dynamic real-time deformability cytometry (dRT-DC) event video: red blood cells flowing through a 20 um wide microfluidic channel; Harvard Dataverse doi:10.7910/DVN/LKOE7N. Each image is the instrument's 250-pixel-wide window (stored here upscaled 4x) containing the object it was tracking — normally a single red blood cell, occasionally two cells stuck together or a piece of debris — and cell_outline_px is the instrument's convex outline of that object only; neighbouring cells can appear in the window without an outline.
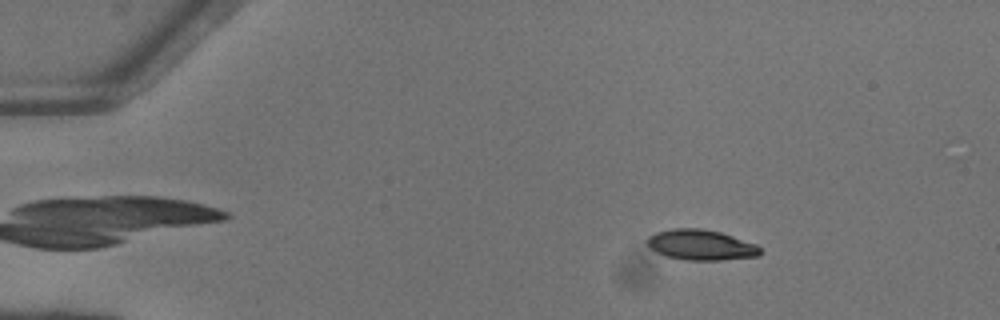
{"species": "common noctule bat (a hibernating species)", "species_latin": "Nyctalus noctula", "temperature_condition": "warm", "stored_images_in_passage": 52, "camera_frame_rate_fps": 3000, "um_per_image_px": 0.085, "animal": {"sex": "female"}, "frame": {"image": 1, "passage_image": 9, "time_ms": 2.667, "image_size_px": [1000, 320], "cell_outline_px": [[760, 256], [720, 260], [688, 260], [668, 256], [656, 252], [648, 244], [648, 236], [656, 232], [672, 228], [700, 228], [720, 232], [756, 244], [760, 248]], "centroid_in_image_um": [59.59, 20.81], "position_along_channel_um": 25.4, "area_um2": 19.83}}
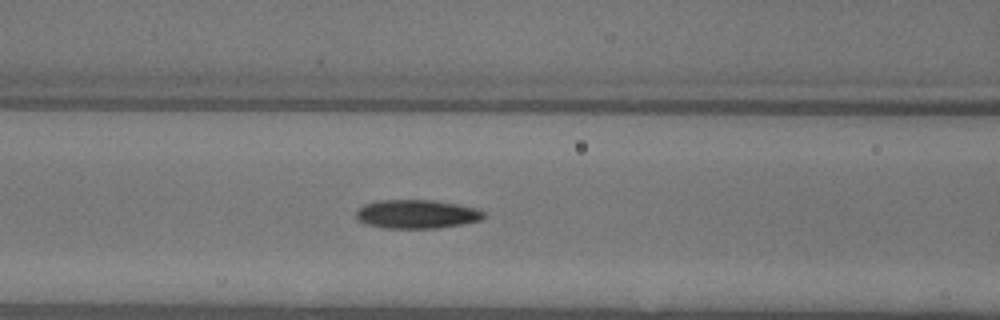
{"frame": {"image": 2, "passage_image": 23, "time_ms": 7.333, "image_size_px": [1000, 320], "cell_outline_px": [[484, 216], [480, 220], [460, 224], [436, 228], [384, 228], [368, 224], [356, 220], [356, 208], [364, 204], [380, 200], [432, 200], [456, 204], [476, 208], [484, 212]], "centroid_in_image_um": [35.36, 18.19], "position_along_channel_um": 131.2, "area_um2": 21.27}}
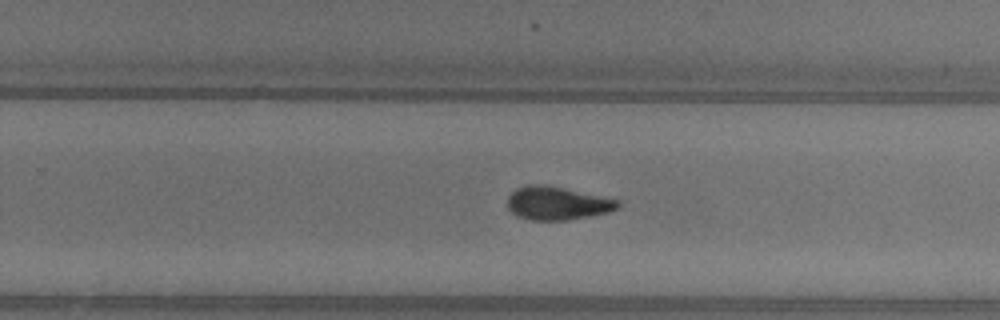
{"frame": {"image": 3, "passage_image": 34, "time_ms": 11.0, "image_size_px": [1000, 320], "cell_outline_px": [[620, 204], [616, 208], [608, 212], [568, 220], [532, 220], [516, 216], [508, 208], [508, 196], [516, 188], [528, 184], [544, 184], [564, 188], [620, 200]], "centroid_in_image_um": [47.33, 17.27], "position_along_channel_um": 282.5, "area_um2": 21.33}, "authors_computed_cell_mechanics": {"area_um2": 20.6346, "velocity_mm_per_s": 4.1335, "shape_relaxation_time_tau1_ms": 4.283, "shape_relaxation_time_tau2_ms": 3.6587, "deformation_change_tau1": 0.1924, "deformation_change_tau2": 0.0987}}